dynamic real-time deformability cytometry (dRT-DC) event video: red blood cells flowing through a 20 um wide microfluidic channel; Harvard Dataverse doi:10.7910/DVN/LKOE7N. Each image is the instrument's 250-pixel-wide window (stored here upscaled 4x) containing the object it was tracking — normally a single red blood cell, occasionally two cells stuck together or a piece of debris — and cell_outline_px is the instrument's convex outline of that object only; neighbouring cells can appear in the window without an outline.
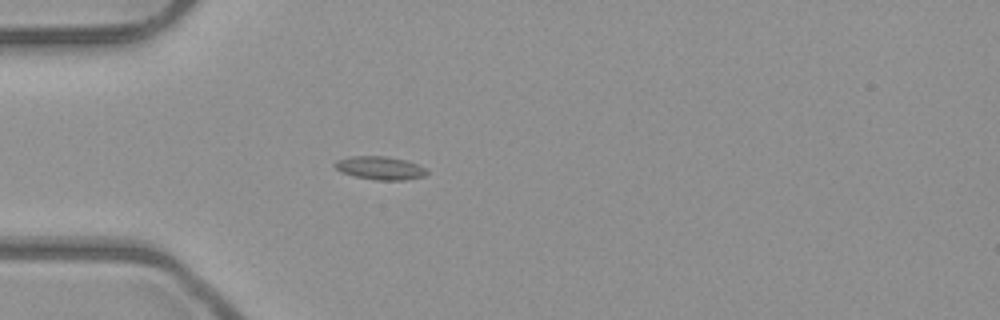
{"species": "common noctule bat (a hibernating species)", "species_latin": "Nyctalus noctula", "temperature_condition": "room temperature", "stored_images_in_passage": 38, "camera_frame_rate_fps": 3000, "um_per_image_px": 0.085, "animal": {"sex": "male", "body_mass_g": 23.1, "forearm_length_mm": 52.7}, "frame": {"image": 1, "passage_image": 1, "time_ms": 0.0, "image_size_px": [1000, 320], "cell_outline_px": [[428, 172], [424, 176], [404, 180], [376, 180], [356, 176], [340, 172], [332, 164], [336, 160], [352, 156], [384, 156], [404, 160], [416, 164], [424, 168]], "centroid_in_image_um": [32.26, 14.28], "position_along_channel_um": 52.7, "area_um2": 12.31}}
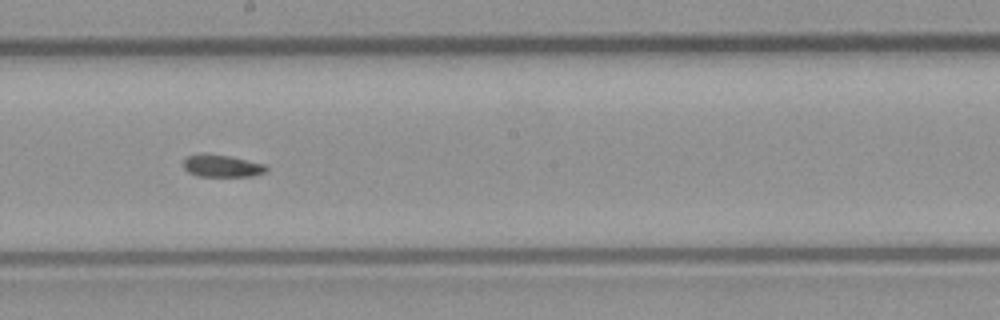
{"frame": {"image": 2, "passage_image": 15, "time_ms": 4.667, "image_size_px": [1000, 320], "cell_outline_px": [[268, 168], [264, 172], [252, 176], [196, 176], [188, 172], [184, 168], [184, 160], [188, 156], [228, 156], [264, 164]], "centroid_in_image_um": [18.89, 14.15], "position_along_channel_um": 229.3, "area_um2": 10.12}}
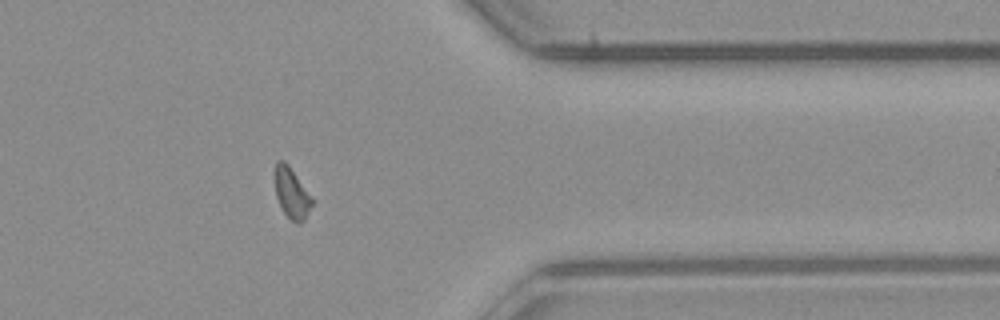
{"frame": {"image": 3, "passage_image": 28, "time_ms": 9.0, "image_size_px": [1000, 320], "cell_outline_px": [[312, 204], [304, 220], [300, 224], [296, 224], [284, 212], [276, 196], [276, 160], [284, 160], [288, 164], [312, 196]], "centroid_in_image_um": [24.81, 16.42], "position_along_channel_um": 386.6, "area_um2": 10.69}, "authors_computed_cell_mechanics": {"area_um2": 11.0398, "velocity_mm_per_s": 3.9741, "shape_relaxation_time_tau1_ms": null, "shape_relaxation_time_tau2_ms": 4.8824, "deformation_change_tau1": null, "deformation_change_tau2": 0.0918}}